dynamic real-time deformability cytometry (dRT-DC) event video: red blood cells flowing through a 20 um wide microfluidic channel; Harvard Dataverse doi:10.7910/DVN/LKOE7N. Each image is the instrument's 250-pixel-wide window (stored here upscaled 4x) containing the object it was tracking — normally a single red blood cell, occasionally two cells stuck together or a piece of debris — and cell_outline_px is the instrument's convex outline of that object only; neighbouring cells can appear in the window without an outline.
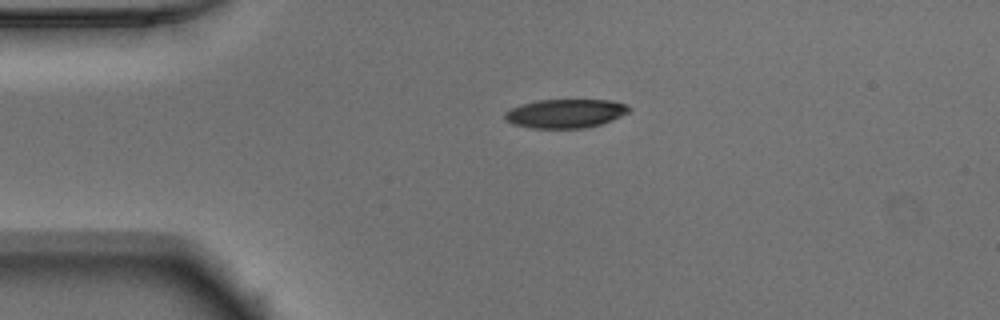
{"species": "Egyptian fruit bat (a non-hibernating species)", "species_latin": "Rousettus aegyptiacus", "temperature_condition": "warm", "stored_images_in_passage": 41, "camera_frame_rate_fps": 3000, "um_per_image_px": 0.085, "animal": {"sex": "male"}, "frame": {"image": 1, "passage_image": 1, "time_ms": 0.0, "image_size_px": [1000, 320], "cell_outline_px": [[632, 108], [628, 112], [612, 120], [600, 124], [584, 128], [532, 128], [512, 124], [504, 120], [504, 112], [520, 104], [536, 100], [612, 100], [628, 104]], "centroid_in_image_um": [48.05, 9.64], "position_along_channel_um": 37.0, "area_um2": 21.04}}
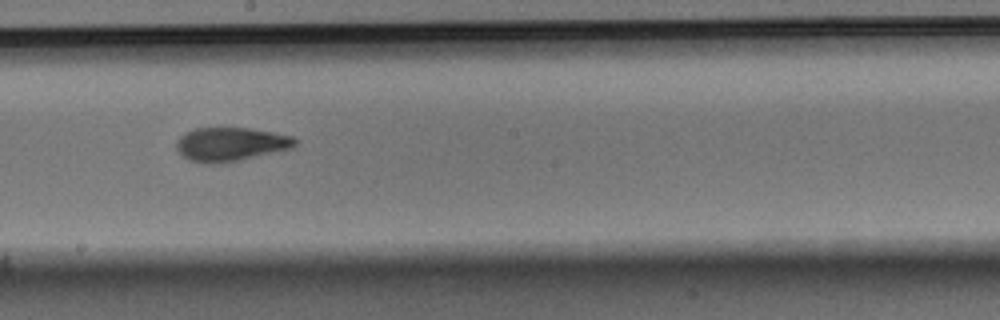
{"frame": {"image": 2, "passage_image": 18, "time_ms": 5.667, "image_size_px": [1000, 320], "cell_outline_px": [[296, 144], [292, 148], [240, 160], [220, 164], [204, 164], [188, 160], [176, 148], [176, 140], [184, 132], [196, 128], [248, 128], [272, 132], [292, 136], [296, 140]], "centroid_in_image_um": [19.56, 12.27], "position_along_channel_um": 228.6, "area_um2": 23.41}}
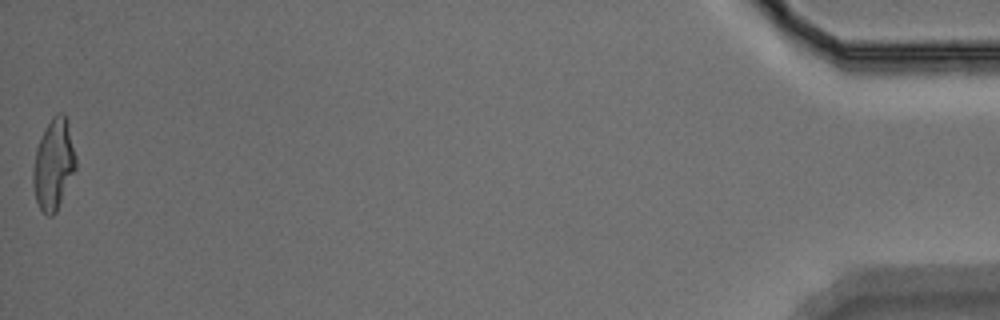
{"frame": {"image": 3, "passage_image": 41, "time_ms": 13.333, "image_size_px": [1000, 320], "cell_outline_px": [[76, 168], [56, 212], [52, 216], [48, 216], [40, 208], [36, 200], [32, 184], [32, 172], [36, 148], [52, 116], [60, 112], [68, 120], [76, 156]], "centroid_in_image_um": [4.56, 13.98], "position_along_channel_um": 430.6, "area_um2": 22.43}, "authors_computed_cell_mechanics": {"area_um2": 22.4842, "velocity_mm_per_s": 3.9273, "shape_relaxation_time_tau1_ms": 4.5167, "shape_relaxation_time_tau2_ms": 1.6744, "deformation_change_tau1": 0.1823, "deformation_change_tau2": 0.0818}}